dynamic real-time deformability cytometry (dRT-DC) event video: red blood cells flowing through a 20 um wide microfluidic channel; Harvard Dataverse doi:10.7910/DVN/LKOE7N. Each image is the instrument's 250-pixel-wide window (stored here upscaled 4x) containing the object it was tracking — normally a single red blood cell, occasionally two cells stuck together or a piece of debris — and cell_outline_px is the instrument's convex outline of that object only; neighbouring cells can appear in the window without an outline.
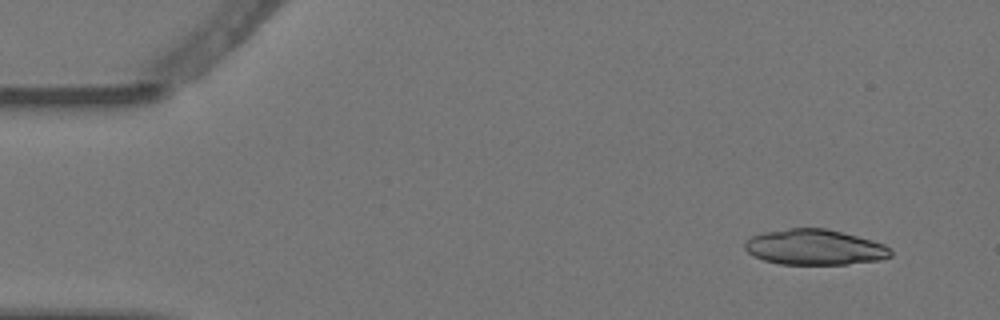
{"species": "Egyptian fruit bat (a non-hibernating species)", "species_latin": "Rousettus aegyptiacus", "temperature_condition": "warm", "stored_images_in_passage": 4, "camera_frame_rate_fps": 3000, "um_per_image_px": 0.085, "animal": {"sex": "female"}, "frame": {"image": 1, "passage_image": 1, "time_ms": 0.0, "image_size_px": [1000, 320], "cell_outline_px": [[892, 256], [880, 260], [848, 264], [780, 264], [764, 260], [752, 256], [744, 248], [744, 244], [752, 236], [764, 232], [788, 228], [824, 228], [872, 240], [884, 244], [892, 252]], "centroid_in_image_um": [69.23, 21.02], "position_along_channel_um": 15.8, "area_um2": 30.06}}